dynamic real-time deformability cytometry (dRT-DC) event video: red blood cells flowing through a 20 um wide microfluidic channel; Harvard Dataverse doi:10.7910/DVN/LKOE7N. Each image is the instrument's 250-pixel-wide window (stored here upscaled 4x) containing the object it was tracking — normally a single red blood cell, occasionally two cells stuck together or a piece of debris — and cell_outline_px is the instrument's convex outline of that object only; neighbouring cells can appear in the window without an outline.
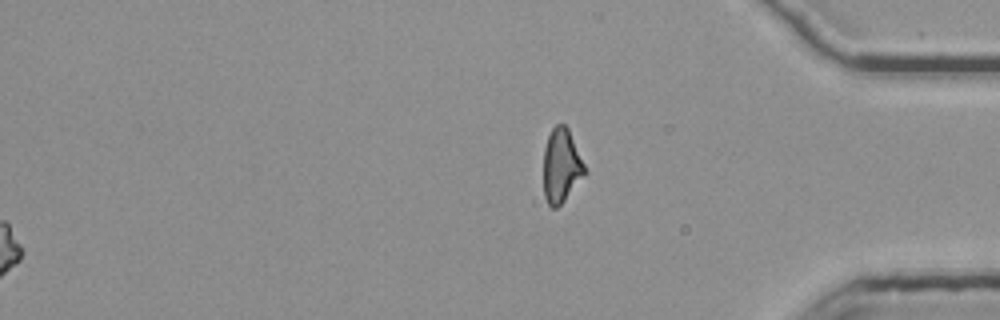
{"species": "common noctule bat (a hibernating species)", "species_latin": "Nyctalus noctula", "temperature_condition": "room temperature", "stored_images_in_passage": 55, "segment_of_instrument_passage": [3, 3], "camera_frame_rate_fps": 3000, "um_per_image_px": 0.085, "animal": {"sex": "female", "body_mass_g": 25.1}, "frame": {"image": 1, "passage_image": 55, "time_ms": 18.0, "image_size_px": [1000, 320], "cell_outline_px": [[588, 172], [564, 200], [556, 208], [552, 208], [548, 204], [544, 196], [544, 148], [548, 136], [552, 128], [556, 124], [564, 124], [568, 128]], "centroid_in_image_um": [47.72, 14.09], "position_along_channel_um": 387.5, "area_um2": 17.74}}